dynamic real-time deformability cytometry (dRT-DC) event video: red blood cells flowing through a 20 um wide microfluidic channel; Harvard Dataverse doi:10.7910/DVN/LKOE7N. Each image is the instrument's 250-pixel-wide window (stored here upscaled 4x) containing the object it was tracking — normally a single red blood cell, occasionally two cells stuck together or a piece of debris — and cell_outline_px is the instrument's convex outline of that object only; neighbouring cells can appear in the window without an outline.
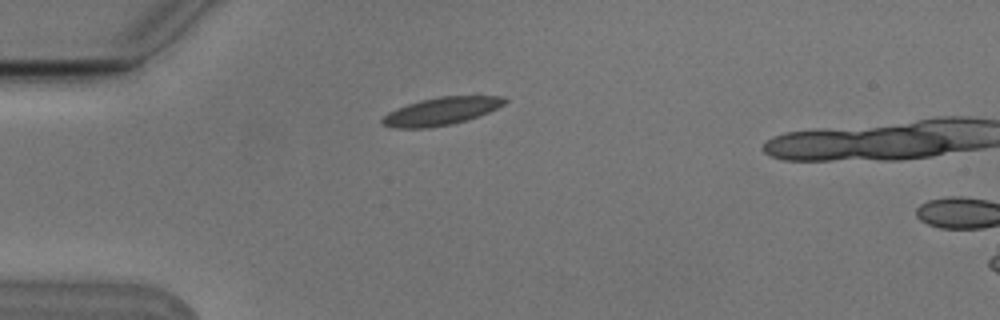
{"species": "Egyptian fruit bat (a non-hibernating species)", "species_latin": "Rousettus aegyptiacus", "temperature_condition": "cold", "stored_images_in_passage": 2, "camera_frame_rate_fps": 3000, "um_per_image_px": 0.085, "animal": {"sex": "male"}, "frame": {"image": 1, "passage_image": 1, "time_ms": 0.0, "image_size_px": [1000, 320], "cell_outline_px": [[508, 100], [504, 104], [488, 112], [468, 120], [452, 124], [428, 128], [396, 128], [380, 124], [380, 120], [388, 112], [396, 108], [420, 100], [440, 96], [504, 96]], "centroid_in_image_um": [37.48, 9.46], "position_along_channel_um": 47.5, "area_um2": 19.83}}